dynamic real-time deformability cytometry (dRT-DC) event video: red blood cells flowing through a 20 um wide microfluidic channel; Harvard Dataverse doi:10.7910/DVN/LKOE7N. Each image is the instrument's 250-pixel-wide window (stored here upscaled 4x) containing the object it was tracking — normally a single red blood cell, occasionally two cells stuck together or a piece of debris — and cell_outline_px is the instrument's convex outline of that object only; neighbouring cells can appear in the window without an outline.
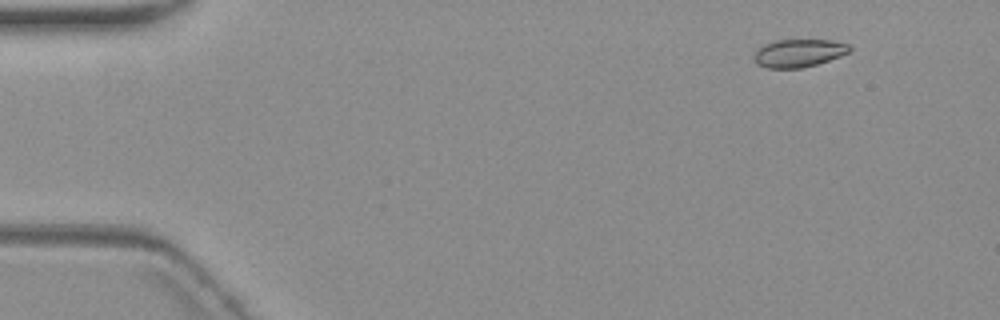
{"species": "common noctule bat (a hibernating species)", "species_latin": "Nyctalus noctula", "temperature_condition": "warm", "stored_images_in_passage": 5, "camera_frame_rate_fps": 3000, "um_per_image_px": 0.085, "animal": {"sex": "female", "body_mass_g": 19.3, "forearm_length_mm": 54.1}, "frame": {"image": 1, "passage_image": 2, "time_ms": 1.333, "image_size_px": [1000, 320], "cell_outline_px": [[852, 48], [848, 52], [840, 56], [816, 64], [800, 68], [768, 68], [756, 64], [752, 60], [752, 56], [764, 44], [776, 40], [832, 40], [848, 44]], "centroid_in_image_um": [67.86, 4.51], "position_along_channel_um": 17.1, "area_um2": 15.49}}